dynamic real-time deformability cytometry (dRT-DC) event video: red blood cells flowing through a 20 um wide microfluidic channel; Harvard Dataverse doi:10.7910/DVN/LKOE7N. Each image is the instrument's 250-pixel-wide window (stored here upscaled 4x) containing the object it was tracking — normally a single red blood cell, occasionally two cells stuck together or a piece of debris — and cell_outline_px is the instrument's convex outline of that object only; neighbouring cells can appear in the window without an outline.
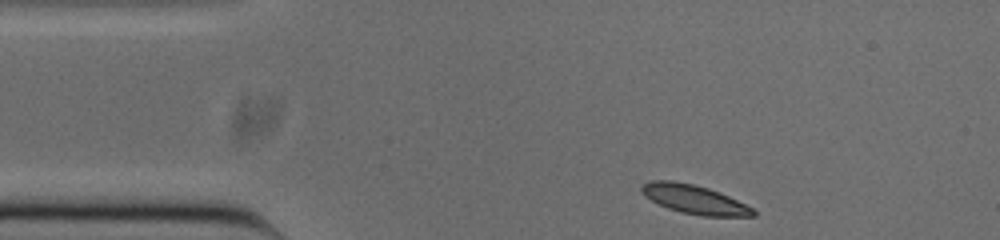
{"species": "common noctule bat (a hibernating species)", "species_latin": "Nyctalus noctula", "temperature_condition": "cold", "stored_images_in_passage": 46, "camera_frame_rate_fps": 3000, "um_per_image_px": 0.085, "animal": {"sex": "male", "body_mass_g": 20.0, "forearm_length_mm": 53.3}, "frame": {"image": 1, "passage_image": 1, "time_ms": 0.0, "image_size_px": [1000, 240], "cell_outline_px": [[756, 216], [700, 216], [680, 212], [668, 208], [644, 196], [640, 192], [640, 188], [644, 184], [652, 180], [672, 180], [692, 184], [708, 188], [728, 196], [752, 208], [756, 212]], "centroid_in_image_um": [58.99, 16.95], "position_along_channel_um": 26.0, "area_um2": 18.61}}
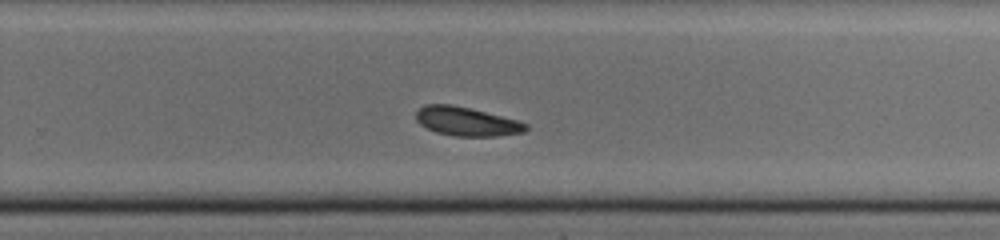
{"frame": {"image": 2, "passage_image": 26, "time_ms": 8.333, "image_size_px": [1000, 240], "cell_outline_px": [[528, 128], [524, 132], [496, 136], [452, 136], [436, 132], [420, 124], [416, 120], [416, 112], [424, 104], [452, 104], [516, 120], [528, 124]], "centroid_in_image_um": [39.63, 10.33], "position_along_channel_um": 290.2, "area_um2": 18.26}}
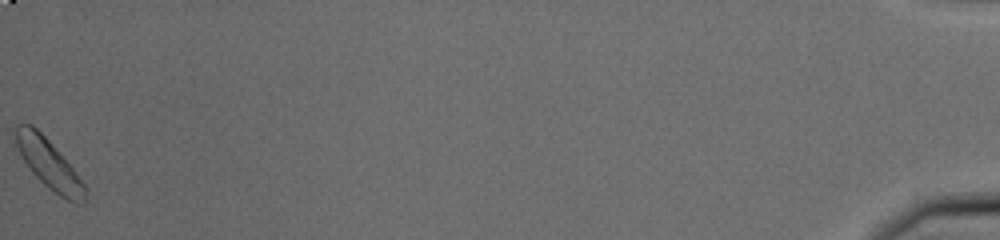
{"frame": {"image": 3, "passage_image": 46, "time_ms": 15.0, "image_size_px": [1000, 240], "cell_outline_px": [[88, 188], [84, 204], [80, 204], [68, 200], [60, 196], [44, 184], [32, 172], [24, 160], [12, 136], [16, 124], [32, 124], [48, 140], [72, 168]], "centroid_in_image_um": [4.15, 13.94], "position_along_channel_um": 431.0, "area_um2": 19.71}}